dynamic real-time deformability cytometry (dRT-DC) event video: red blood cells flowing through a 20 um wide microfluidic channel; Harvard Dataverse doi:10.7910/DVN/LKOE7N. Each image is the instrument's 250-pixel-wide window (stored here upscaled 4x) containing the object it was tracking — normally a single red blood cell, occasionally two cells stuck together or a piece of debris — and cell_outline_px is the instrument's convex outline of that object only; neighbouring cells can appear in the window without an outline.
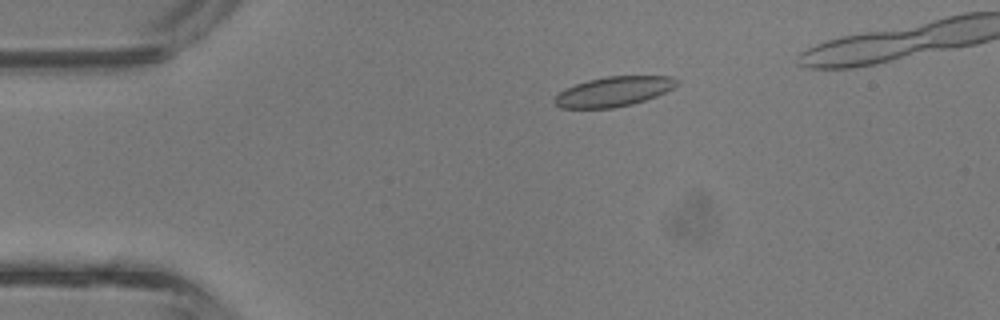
{"species": "common noctule bat (a hibernating species)", "species_latin": "Nyctalus noctula", "temperature_condition": "room temperature", "stored_images_in_passage": 2, "camera_frame_rate_fps": 3000, "um_per_image_px": 0.085, "animal": {"sex": "male", "body_mass_g": 13.3}, "frame": {"image": 1, "passage_image": 1, "time_ms": 0.0, "image_size_px": [1000, 320], "cell_outline_px": [[680, 84], [656, 96], [632, 104], [612, 108], [560, 108], [552, 100], [564, 88], [588, 80], [604, 76], [672, 76], [680, 80]], "centroid_in_image_um": [52.17, 7.77], "position_along_channel_um": 32.8, "area_um2": 21.27}}